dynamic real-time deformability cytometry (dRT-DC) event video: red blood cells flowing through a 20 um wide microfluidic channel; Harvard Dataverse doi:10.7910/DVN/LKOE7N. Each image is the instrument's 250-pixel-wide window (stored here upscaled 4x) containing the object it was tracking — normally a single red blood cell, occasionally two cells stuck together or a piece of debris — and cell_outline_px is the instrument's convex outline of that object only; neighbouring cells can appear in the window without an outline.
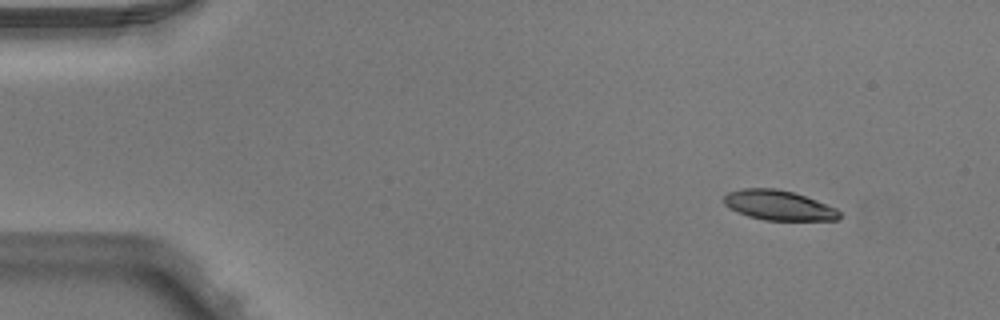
{"species": "Egyptian fruit bat (a non-hibernating species)", "species_latin": "Rousettus aegyptiacus", "temperature_condition": "warm", "stored_images_in_passage": 5, "camera_frame_rate_fps": 3000, "um_per_image_px": 0.085, "animal": {"sex": "male"}, "frame": {"image": 1, "passage_image": 1, "time_ms": 0.0, "image_size_px": [1000, 320], "cell_outline_px": [[840, 220], [764, 220], [748, 216], [728, 208], [724, 204], [724, 196], [728, 192], [744, 188], [776, 188], [792, 192], [816, 200], [836, 208], [840, 212]], "centroid_in_image_um": [66.17, 17.45], "position_along_channel_um": 18.8, "area_um2": 20.06}}
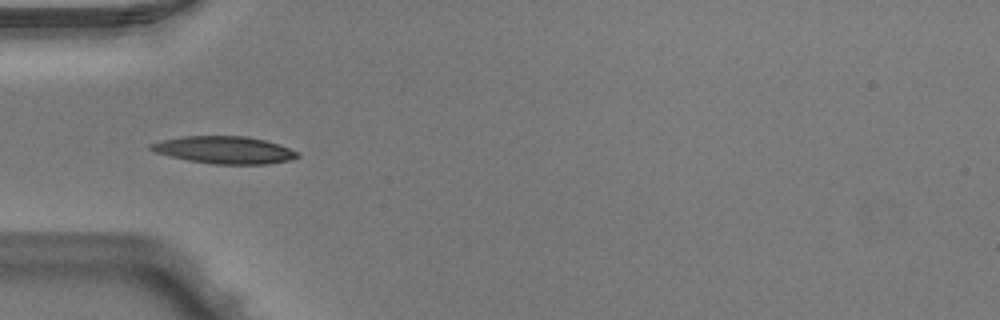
{"frame": {"image": 2, "passage_image": 4, "time_ms": 1.0, "image_size_px": [1000, 320], "cell_outline_px": [[300, 156], [288, 160], [268, 164], [212, 164], [188, 160], [156, 152], [148, 148], [148, 144], [160, 140], [180, 136], [244, 136], [264, 140], [300, 152]], "centroid_in_image_um": [19.04, 12.74], "position_along_channel_um": 66.0, "area_um2": 23.24}}
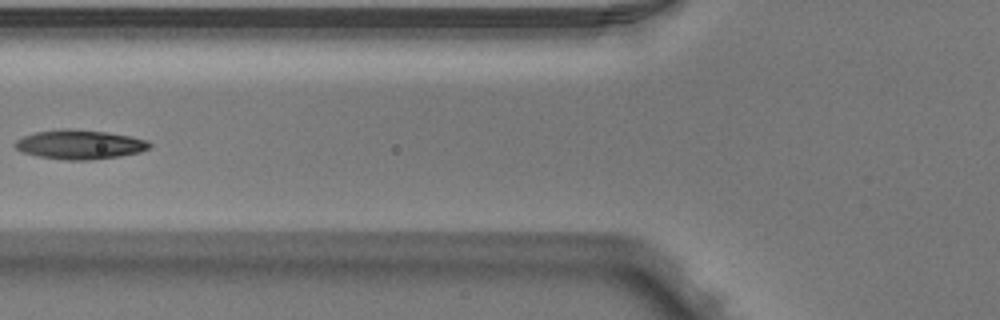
{"frame": {"image": 3, "passage_image": 5, "time_ms": 1.333, "image_size_px": [1000, 320], "cell_outline_px": [[152, 144], [148, 148], [140, 152], [120, 156], [88, 160], [64, 160], [40, 156], [24, 152], [16, 148], [12, 144], [16, 140], [24, 136], [36, 132], [64, 128], [68, 128], [108, 132], [148, 140]], "centroid_in_image_um": [6.78, 12.28], "position_along_channel_um": 119.0, "area_um2": 22.83}}